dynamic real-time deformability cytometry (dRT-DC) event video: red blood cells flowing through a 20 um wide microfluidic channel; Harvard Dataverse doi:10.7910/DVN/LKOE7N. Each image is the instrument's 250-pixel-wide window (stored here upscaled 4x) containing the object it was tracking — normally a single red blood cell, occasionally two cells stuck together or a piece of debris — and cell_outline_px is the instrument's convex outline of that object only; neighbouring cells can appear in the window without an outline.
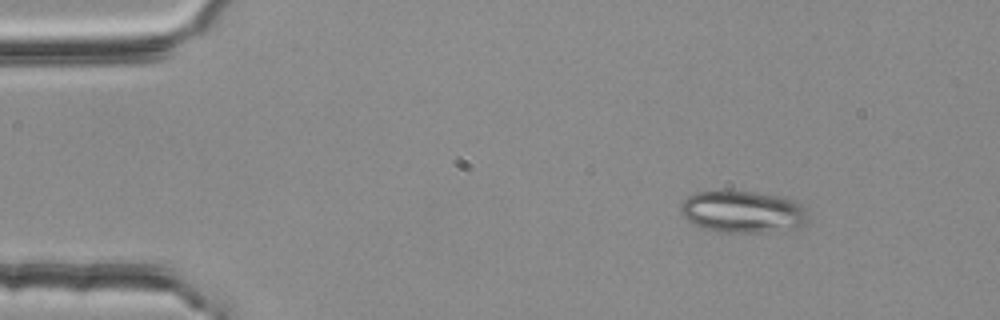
{"species": "common noctule bat (a hibernating species)", "species_latin": "Nyctalus noctula", "temperature_condition": "room temperature", "stored_images_in_passage": 11, "camera_frame_rate_fps": 3000, "um_per_image_px": 0.085, "animal": {"sex": "female", "body_mass_g": 25.1}, "frame": {"image": 1, "passage_image": 1, "time_ms": 0.0, "image_size_px": [1000, 320], "cell_outline_px": [[812, 220], [800, 228], [764, 232], [720, 232], [704, 228], [692, 224], [684, 216], [680, 208], [680, 204], [688, 196], [696, 192], [752, 192], [784, 196], [796, 200], [800, 204]], "centroid_in_image_um": [63.21, 18.02], "position_along_channel_um": 21.8, "area_um2": 31.33}}